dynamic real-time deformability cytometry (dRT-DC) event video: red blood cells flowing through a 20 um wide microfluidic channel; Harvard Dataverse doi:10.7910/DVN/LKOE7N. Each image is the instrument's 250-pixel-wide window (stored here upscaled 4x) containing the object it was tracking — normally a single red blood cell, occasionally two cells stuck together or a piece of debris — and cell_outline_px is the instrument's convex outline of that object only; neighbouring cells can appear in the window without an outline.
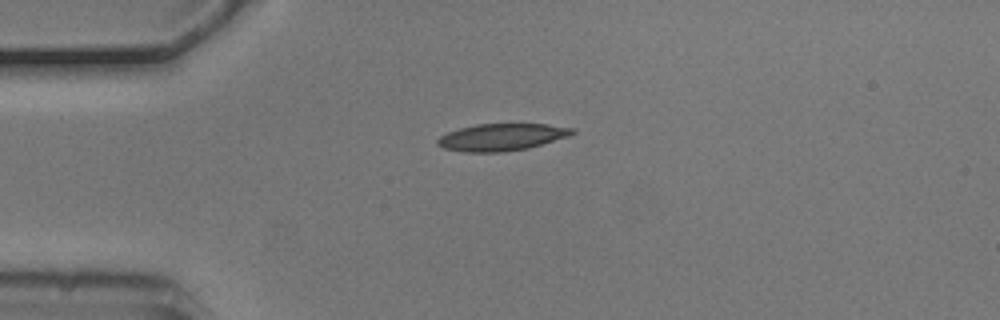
{"species": "common noctule bat (a hibernating species)", "species_latin": "Nyctalus noctula", "temperature_condition": "cold", "stored_images_in_passage": 3, "camera_frame_rate_fps": 3000, "um_per_image_px": 0.085, "animal": {"sex": "male", "body_mass_g": 20.5, "forearm_length_mm": 52.5}, "frame": {"image": 1, "passage_image": 1, "time_ms": 0.0, "image_size_px": [1000, 320], "cell_outline_px": [[576, 132], [568, 136], [528, 148], [500, 152], [464, 152], [444, 148], [436, 144], [436, 140], [440, 136], [448, 132], [460, 128], [476, 124], [548, 124], [576, 128]], "centroid_in_image_um": [42.64, 11.65], "position_along_channel_um": 42.4, "area_um2": 21.21}}